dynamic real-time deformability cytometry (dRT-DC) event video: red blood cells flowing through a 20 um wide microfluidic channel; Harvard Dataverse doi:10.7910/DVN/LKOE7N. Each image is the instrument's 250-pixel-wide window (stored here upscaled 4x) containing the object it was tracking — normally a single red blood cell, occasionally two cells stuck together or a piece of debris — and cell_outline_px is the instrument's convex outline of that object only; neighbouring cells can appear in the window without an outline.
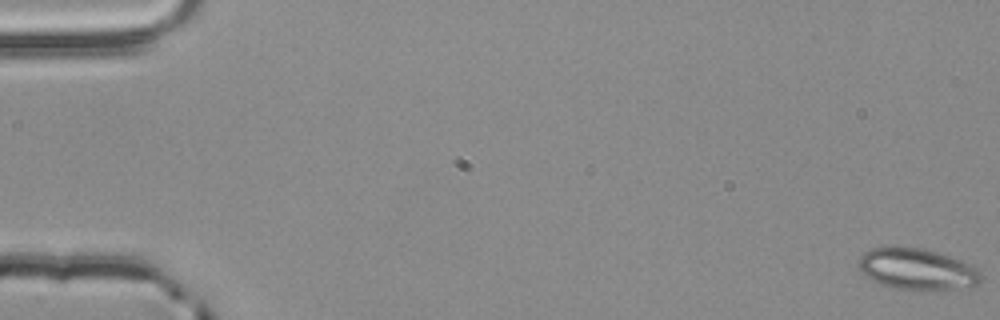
{"species": "common noctule bat (a hibernating species)", "species_latin": "Nyctalus noctula", "temperature_condition": "room temperature", "stored_images_in_passage": 5, "camera_frame_rate_fps": 3000, "um_per_image_px": 0.085, "animal": {"sex": "male", "body_mass_g": 20.4}, "frame": {"image": 1, "passage_image": 1, "time_ms": 0.0, "image_size_px": [1000, 320], "cell_outline_px": [[984, 276], [972, 288], [896, 288], [880, 284], [864, 276], [860, 268], [860, 256], [864, 252], [872, 248], [920, 248], [936, 252], [972, 264], [980, 268]], "centroid_in_image_um": [78.01, 22.87], "position_along_channel_um": 7.0, "area_um2": 28.84}}